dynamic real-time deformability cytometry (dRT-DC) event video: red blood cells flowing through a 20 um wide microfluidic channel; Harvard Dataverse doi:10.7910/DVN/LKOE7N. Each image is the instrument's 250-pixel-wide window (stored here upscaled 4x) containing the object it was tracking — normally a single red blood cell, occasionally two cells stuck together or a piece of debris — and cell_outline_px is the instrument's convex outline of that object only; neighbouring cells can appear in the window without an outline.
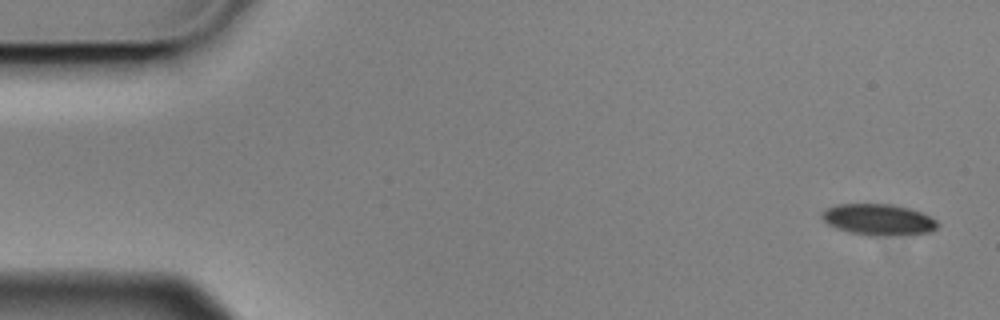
{"species": "Egyptian fruit bat (a non-hibernating species)", "species_latin": "Rousettus aegyptiacus", "temperature_condition": "cold", "stored_images_in_passage": 4, "camera_frame_rate_fps": 3000, "um_per_image_px": 0.085, "animal": {"sex": "male"}, "frame": {"image": 1, "passage_image": 1, "time_ms": 0.0, "image_size_px": [1000, 320], "cell_outline_px": [[940, 224], [932, 232], [912, 236], [868, 236], [836, 228], [828, 224], [820, 216], [820, 212], [836, 204], [892, 204], [908, 208], [920, 212], [936, 220]], "centroid_in_image_um": [74.7, 18.69], "position_along_channel_um": 10.3, "area_um2": 21.44}}
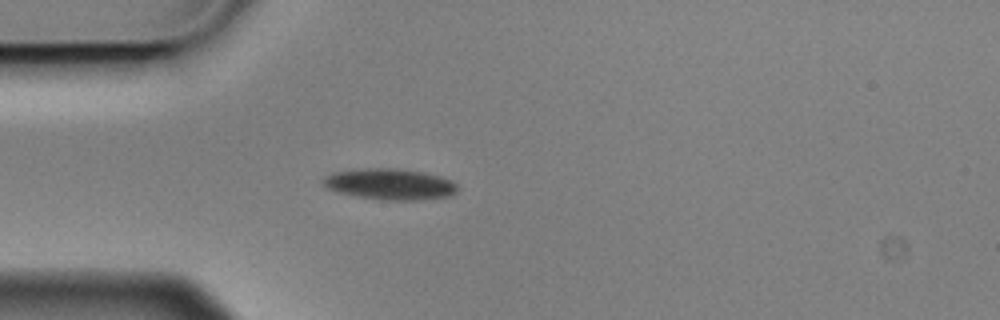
{"frame": {"image": 2, "passage_image": 4, "time_ms": 1.0, "image_size_px": [1000, 320], "cell_outline_px": [[456, 192], [448, 196], [412, 200], [384, 200], [360, 196], [340, 192], [328, 188], [320, 180], [324, 176], [332, 172], [352, 168], [396, 168], [424, 172], [440, 176], [452, 180], [456, 184]], "centroid_in_image_um": [33.1, 15.62], "position_along_channel_um": 51.9, "area_um2": 24.28}}